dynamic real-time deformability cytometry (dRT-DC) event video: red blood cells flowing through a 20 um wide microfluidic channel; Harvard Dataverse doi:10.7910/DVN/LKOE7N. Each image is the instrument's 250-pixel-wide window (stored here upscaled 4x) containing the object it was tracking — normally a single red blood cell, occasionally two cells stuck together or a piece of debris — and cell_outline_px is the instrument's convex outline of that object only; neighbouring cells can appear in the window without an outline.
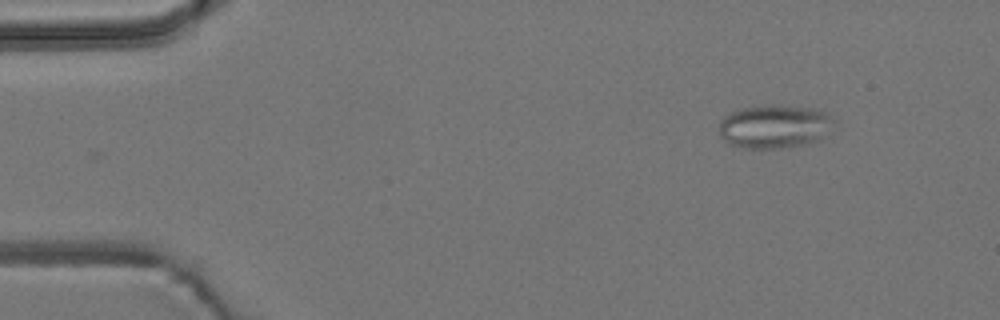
{"species": "common noctule bat (a hibernating species)", "species_latin": "Nyctalus noctula", "temperature_condition": "room temperature", "stored_images_in_passage": 2, "camera_frame_rate_fps": 3000, "um_per_image_px": 0.085, "animal": {"sex": "male", "body_mass_g": 19.2, "forearm_length_mm": 51.8}, "frame": {"image": 1, "passage_image": 2, "time_ms": 1.333, "image_size_px": [1000, 320], "cell_outline_px": [[836, 120], [820, 140], [808, 144], [780, 148], [744, 148], [732, 144], [724, 140], [720, 136], [720, 120], [724, 116], [740, 108], [768, 104], [780, 104], [812, 108], [828, 112]], "centroid_in_image_um": [65.86, 10.73], "position_along_channel_um": 19.1, "area_um2": 29.48}}